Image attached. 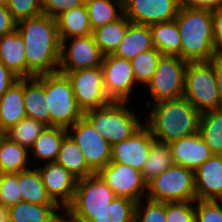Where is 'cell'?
I'll return each mask as SVG.
<instances>
[{"mask_svg": "<svg viewBox=\"0 0 222 222\" xmlns=\"http://www.w3.org/2000/svg\"><path fill=\"white\" fill-rule=\"evenodd\" d=\"M213 46L216 55H222V6L212 10Z\"/></svg>", "mask_w": 222, "mask_h": 222, "instance_id": "44", "label": "cell"}, {"mask_svg": "<svg viewBox=\"0 0 222 222\" xmlns=\"http://www.w3.org/2000/svg\"><path fill=\"white\" fill-rule=\"evenodd\" d=\"M29 150L8 138L0 148V173H18L31 168Z\"/></svg>", "mask_w": 222, "mask_h": 222, "instance_id": "32", "label": "cell"}, {"mask_svg": "<svg viewBox=\"0 0 222 222\" xmlns=\"http://www.w3.org/2000/svg\"><path fill=\"white\" fill-rule=\"evenodd\" d=\"M9 222H52L62 210L57 205H38L21 201L7 208Z\"/></svg>", "mask_w": 222, "mask_h": 222, "instance_id": "29", "label": "cell"}, {"mask_svg": "<svg viewBox=\"0 0 222 222\" xmlns=\"http://www.w3.org/2000/svg\"><path fill=\"white\" fill-rule=\"evenodd\" d=\"M199 133L213 154L222 155V109L201 113Z\"/></svg>", "mask_w": 222, "mask_h": 222, "instance_id": "33", "label": "cell"}, {"mask_svg": "<svg viewBox=\"0 0 222 222\" xmlns=\"http://www.w3.org/2000/svg\"><path fill=\"white\" fill-rule=\"evenodd\" d=\"M173 165L172 154L166 143L155 141L142 169V177L146 184Z\"/></svg>", "mask_w": 222, "mask_h": 222, "instance_id": "34", "label": "cell"}, {"mask_svg": "<svg viewBox=\"0 0 222 222\" xmlns=\"http://www.w3.org/2000/svg\"><path fill=\"white\" fill-rule=\"evenodd\" d=\"M17 179L22 201L38 205H56L49 197L37 167L18 172Z\"/></svg>", "mask_w": 222, "mask_h": 222, "instance_id": "27", "label": "cell"}, {"mask_svg": "<svg viewBox=\"0 0 222 222\" xmlns=\"http://www.w3.org/2000/svg\"><path fill=\"white\" fill-rule=\"evenodd\" d=\"M167 145L172 154L173 164L193 171L213 155L199 132L191 136L173 140Z\"/></svg>", "mask_w": 222, "mask_h": 222, "instance_id": "18", "label": "cell"}, {"mask_svg": "<svg viewBox=\"0 0 222 222\" xmlns=\"http://www.w3.org/2000/svg\"><path fill=\"white\" fill-rule=\"evenodd\" d=\"M68 134L67 128L59 126H47L37 137L32 147L29 149L31 156L35 160H41L43 163L55 162L59 153L62 141Z\"/></svg>", "mask_w": 222, "mask_h": 222, "instance_id": "25", "label": "cell"}, {"mask_svg": "<svg viewBox=\"0 0 222 222\" xmlns=\"http://www.w3.org/2000/svg\"><path fill=\"white\" fill-rule=\"evenodd\" d=\"M21 201L17 173H0V205L8 208Z\"/></svg>", "mask_w": 222, "mask_h": 222, "instance_id": "39", "label": "cell"}, {"mask_svg": "<svg viewBox=\"0 0 222 222\" xmlns=\"http://www.w3.org/2000/svg\"><path fill=\"white\" fill-rule=\"evenodd\" d=\"M154 47L162 55H178L181 51V37L176 20L150 25Z\"/></svg>", "mask_w": 222, "mask_h": 222, "instance_id": "30", "label": "cell"}, {"mask_svg": "<svg viewBox=\"0 0 222 222\" xmlns=\"http://www.w3.org/2000/svg\"><path fill=\"white\" fill-rule=\"evenodd\" d=\"M183 96L200 113L222 109L213 65L210 62H188Z\"/></svg>", "mask_w": 222, "mask_h": 222, "instance_id": "7", "label": "cell"}, {"mask_svg": "<svg viewBox=\"0 0 222 222\" xmlns=\"http://www.w3.org/2000/svg\"><path fill=\"white\" fill-rule=\"evenodd\" d=\"M46 127L47 126L42 122L25 117L7 130V138L12 142L19 143L29 150Z\"/></svg>", "mask_w": 222, "mask_h": 222, "instance_id": "36", "label": "cell"}, {"mask_svg": "<svg viewBox=\"0 0 222 222\" xmlns=\"http://www.w3.org/2000/svg\"><path fill=\"white\" fill-rule=\"evenodd\" d=\"M55 162L65 167L78 180L95 174L86 163L78 144L69 134L64 137Z\"/></svg>", "mask_w": 222, "mask_h": 222, "instance_id": "26", "label": "cell"}, {"mask_svg": "<svg viewBox=\"0 0 222 222\" xmlns=\"http://www.w3.org/2000/svg\"><path fill=\"white\" fill-rule=\"evenodd\" d=\"M25 43L26 78L58 72L61 40L56 19L44 13L17 22Z\"/></svg>", "mask_w": 222, "mask_h": 222, "instance_id": "1", "label": "cell"}, {"mask_svg": "<svg viewBox=\"0 0 222 222\" xmlns=\"http://www.w3.org/2000/svg\"><path fill=\"white\" fill-rule=\"evenodd\" d=\"M42 182L52 201L62 210L72 202L78 179L57 162L37 167Z\"/></svg>", "mask_w": 222, "mask_h": 222, "instance_id": "16", "label": "cell"}, {"mask_svg": "<svg viewBox=\"0 0 222 222\" xmlns=\"http://www.w3.org/2000/svg\"><path fill=\"white\" fill-rule=\"evenodd\" d=\"M116 197L112 189L97 174L77 182L71 204L66 210L83 222H90L94 215L105 210Z\"/></svg>", "mask_w": 222, "mask_h": 222, "instance_id": "9", "label": "cell"}, {"mask_svg": "<svg viewBox=\"0 0 222 222\" xmlns=\"http://www.w3.org/2000/svg\"><path fill=\"white\" fill-rule=\"evenodd\" d=\"M0 62L18 78H26L25 43L17 29L0 36Z\"/></svg>", "mask_w": 222, "mask_h": 222, "instance_id": "22", "label": "cell"}, {"mask_svg": "<svg viewBox=\"0 0 222 222\" xmlns=\"http://www.w3.org/2000/svg\"><path fill=\"white\" fill-rule=\"evenodd\" d=\"M129 103L111 102L104 107L84 112V117L112 146L130 138L144 125L139 115L128 107Z\"/></svg>", "mask_w": 222, "mask_h": 222, "instance_id": "4", "label": "cell"}, {"mask_svg": "<svg viewBox=\"0 0 222 222\" xmlns=\"http://www.w3.org/2000/svg\"><path fill=\"white\" fill-rule=\"evenodd\" d=\"M130 24L131 21L123 15L117 21L108 23L93 30L95 42L103 56L114 53L124 38Z\"/></svg>", "mask_w": 222, "mask_h": 222, "instance_id": "31", "label": "cell"}, {"mask_svg": "<svg viewBox=\"0 0 222 222\" xmlns=\"http://www.w3.org/2000/svg\"><path fill=\"white\" fill-rule=\"evenodd\" d=\"M161 56L162 54L154 47L148 51H143L130 60L137 84L147 86L156 71Z\"/></svg>", "mask_w": 222, "mask_h": 222, "instance_id": "37", "label": "cell"}, {"mask_svg": "<svg viewBox=\"0 0 222 222\" xmlns=\"http://www.w3.org/2000/svg\"><path fill=\"white\" fill-rule=\"evenodd\" d=\"M97 174L119 197H127L136 202L145 199L147 184L144 182L142 172L128 165L109 162Z\"/></svg>", "mask_w": 222, "mask_h": 222, "instance_id": "13", "label": "cell"}, {"mask_svg": "<svg viewBox=\"0 0 222 222\" xmlns=\"http://www.w3.org/2000/svg\"><path fill=\"white\" fill-rule=\"evenodd\" d=\"M25 117L24 78H19L0 98V124L8 130Z\"/></svg>", "mask_w": 222, "mask_h": 222, "instance_id": "21", "label": "cell"}, {"mask_svg": "<svg viewBox=\"0 0 222 222\" xmlns=\"http://www.w3.org/2000/svg\"><path fill=\"white\" fill-rule=\"evenodd\" d=\"M55 19L60 40L93 34L85 3L63 12Z\"/></svg>", "mask_w": 222, "mask_h": 222, "instance_id": "24", "label": "cell"}, {"mask_svg": "<svg viewBox=\"0 0 222 222\" xmlns=\"http://www.w3.org/2000/svg\"><path fill=\"white\" fill-rule=\"evenodd\" d=\"M195 222H222L220 200H196Z\"/></svg>", "mask_w": 222, "mask_h": 222, "instance_id": "40", "label": "cell"}, {"mask_svg": "<svg viewBox=\"0 0 222 222\" xmlns=\"http://www.w3.org/2000/svg\"><path fill=\"white\" fill-rule=\"evenodd\" d=\"M0 222H9L8 209L1 205H0Z\"/></svg>", "mask_w": 222, "mask_h": 222, "instance_id": "50", "label": "cell"}, {"mask_svg": "<svg viewBox=\"0 0 222 222\" xmlns=\"http://www.w3.org/2000/svg\"><path fill=\"white\" fill-rule=\"evenodd\" d=\"M197 200L222 199V155L213 154L195 170Z\"/></svg>", "mask_w": 222, "mask_h": 222, "instance_id": "19", "label": "cell"}, {"mask_svg": "<svg viewBox=\"0 0 222 222\" xmlns=\"http://www.w3.org/2000/svg\"><path fill=\"white\" fill-rule=\"evenodd\" d=\"M50 126L68 128L84 116L68 77L60 72L45 74V99Z\"/></svg>", "mask_w": 222, "mask_h": 222, "instance_id": "5", "label": "cell"}, {"mask_svg": "<svg viewBox=\"0 0 222 222\" xmlns=\"http://www.w3.org/2000/svg\"><path fill=\"white\" fill-rule=\"evenodd\" d=\"M175 20L181 37L178 56L187 62H209L216 55L212 11L180 7Z\"/></svg>", "mask_w": 222, "mask_h": 222, "instance_id": "3", "label": "cell"}, {"mask_svg": "<svg viewBox=\"0 0 222 222\" xmlns=\"http://www.w3.org/2000/svg\"><path fill=\"white\" fill-rule=\"evenodd\" d=\"M180 7L214 10L222 6V0H179Z\"/></svg>", "mask_w": 222, "mask_h": 222, "instance_id": "46", "label": "cell"}, {"mask_svg": "<svg viewBox=\"0 0 222 222\" xmlns=\"http://www.w3.org/2000/svg\"><path fill=\"white\" fill-rule=\"evenodd\" d=\"M45 99V74L24 78V107L27 117L50 126Z\"/></svg>", "mask_w": 222, "mask_h": 222, "instance_id": "20", "label": "cell"}, {"mask_svg": "<svg viewBox=\"0 0 222 222\" xmlns=\"http://www.w3.org/2000/svg\"><path fill=\"white\" fill-rule=\"evenodd\" d=\"M6 139H7V130L3 128L2 125L0 124V148Z\"/></svg>", "mask_w": 222, "mask_h": 222, "instance_id": "51", "label": "cell"}, {"mask_svg": "<svg viewBox=\"0 0 222 222\" xmlns=\"http://www.w3.org/2000/svg\"><path fill=\"white\" fill-rule=\"evenodd\" d=\"M136 201L116 196L102 212L95 214L90 222H134Z\"/></svg>", "mask_w": 222, "mask_h": 222, "instance_id": "35", "label": "cell"}, {"mask_svg": "<svg viewBox=\"0 0 222 222\" xmlns=\"http://www.w3.org/2000/svg\"><path fill=\"white\" fill-rule=\"evenodd\" d=\"M101 68L109 99L112 102H130L137 84L130 60L109 54L103 56Z\"/></svg>", "mask_w": 222, "mask_h": 222, "instance_id": "12", "label": "cell"}, {"mask_svg": "<svg viewBox=\"0 0 222 222\" xmlns=\"http://www.w3.org/2000/svg\"><path fill=\"white\" fill-rule=\"evenodd\" d=\"M179 9V0H124V15L140 25L175 20Z\"/></svg>", "mask_w": 222, "mask_h": 222, "instance_id": "15", "label": "cell"}, {"mask_svg": "<svg viewBox=\"0 0 222 222\" xmlns=\"http://www.w3.org/2000/svg\"><path fill=\"white\" fill-rule=\"evenodd\" d=\"M92 30L112 23L124 15V0H85Z\"/></svg>", "mask_w": 222, "mask_h": 222, "instance_id": "28", "label": "cell"}, {"mask_svg": "<svg viewBox=\"0 0 222 222\" xmlns=\"http://www.w3.org/2000/svg\"><path fill=\"white\" fill-rule=\"evenodd\" d=\"M209 62L213 65L218 94L222 102V55H215Z\"/></svg>", "mask_w": 222, "mask_h": 222, "instance_id": "48", "label": "cell"}, {"mask_svg": "<svg viewBox=\"0 0 222 222\" xmlns=\"http://www.w3.org/2000/svg\"><path fill=\"white\" fill-rule=\"evenodd\" d=\"M188 62L178 55H162L151 81L145 87L150 93V101L145 107L162 100L183 96L185 90V72Z\"/></svg>", "mask_w": 222, "mask_h": 222, "instance_id": "8", "label": "cell"}, {"mask_svg": "<svg viewBox=\"0 0 222 222\" xmlns=\"http://www.w3.org/2000/svg\"><path fill=\"white\" fill-rule=\"evenodd\" d=\"M102 60L103 55L93 34L61 40L58 71H75L101 66Z\"/></svg>", "mask_w": 222, "mask_h": 222, "instance_id": "14", "label": "cell"}, {"mask_svg": "<svg viewBox=\"0 0 222 222\" xmlns=\"http://www.w3.org/2000/svg\"><path fill=\"white\" fill-rule=\"evenodd\" d=\"M155 141L150 129L144 124L130 138L112 145L111 162L122 163L142 171Z\"/></svg>", "mask_w": 222, "mask_h": 222, "instance_id": "17", "label": "cell"}, {"mask_svg": "<svg viewBox=\"0 0 222 222\" xmlns=\"http://www.w3.org/2000/svg\"><path fill=\"white\" fill-rule=\"evenodd\" d=\"M9 3V0H0V5H5L7 6Z\"/></svg>", "mask_w": 222, "mask_h": 222, "instance_id": "52", "label": "cell"}, {"mask_svg": "<svg viewBox=\"0 0 222 222\" xmlns=\"http://www.w3.org/2000/svg\"><path fill=\"white\" fill-rule=\"evenodd\" d=\"M147 108L150 114L144 124L157 142L168 144L199 132L201 113L184 96L162 100Z\"/></svg>", "mask_w": 222, "mask_h": 222, "instance_id": "2", "label": "cell"}, {"mask_svg": "<svg viewBox=\"0 0 222 222\" xmlns=\"http://www.w3.org/2000/svg\"><path fill=\"white\" fill-rule=\"evenodd\" d=\"M136 202L134 222H166V203L145 198Z\"/></svg>", "mask_w": 222, "mask_h": 222, "instance_id": "38", "label": "cell"}, {"mask_svg": "<svg viewBox=\"0 0 222 222\" xmlns=\"http://www.w3.org/2000/svg\"><path fill=\"white\" fill-rule=\"evenodd\" d=\"M17 28V22L12 17L5 5H0V36L13 32Z\"/></svg>", "mask_w": 222, "mask_h": 222, "instance_id": "45", "label": "cell"}, {"mask_svg": "<svg viewBox=\"0 0 222 222\" xmlns=\"http://www.w3.org/2000/svg\"><path fill=\"white\" fill-rule=\"evenodd\" d=\"M43 13L56 18L70 9L83 5L85 0H41Z\"/></svg>", "mask_w": 222, "mask_h": 222, "instance_id": "43", "label": "cell"}, {"mask_svg": "<svg viewBox=\"0 0 222 222\" xmlns=\"http://www.w3.org/2000/svg\"><path fill=\"white\" fill-rule=\"evenodd\" d=\"M67 132L78 144L86 163L95 173L111 162V144L84 116L69 126Z\"/></svg>", "mask_w": 222, "mask_h": 222, "instance_id": "11", "label": "cell"}, {"mask_svg": "<svg viewBox=\"0 0 222 222\" xmlns=\"http://www.w3.org/2000/svg\"><path fill=\"white\" fill-rule=\"evenodd\" d=\"M145 198L164 203L196 201L195 171L173 164L147 184Z\"/></svg>", "mask_w": 222, "mask_h": 222, "instance_id": "6", "label": "cell"}, {"mask_svg": "<svg viewBox=\"0 0 222 222\" xmlns=\"http://www.w3.org/2000/svg\"><path fill=\"white\" fill-rule=\"evenodd\" d=\"M58 72L65 74L70 80L78 107L83 113L112 102L105 92L101 66Z\"/></svg>", "mask_w": 222, "mask_h": 222, "instance_id": "10", "label": "cell"}, {"mask_svg": "<svg viewBox=\"0 0 222 222\" xmlns=\"http://www.w3.org/2000/svg\"><path fill=\"white\" fill-rule=\"evenodd\" d=\"M153 48L154 45L152 42L150 25L131 23L113 55L119 58L132 60L143 51H148Z\"/></svg>", "mask_w": 222, "mask_h": 222, "instance_id": "23", "label": "cell"}, {"mask_svg": "<svg viewBox=\"0 0 222 222\" xmlns=\"http://www.w3.org/2000/svg\"><path fill=\"white\" fill-rule=\"evenodd\" d=\"M166 222H195V201L166 203Z\"/></svg>", "mask_w": 222, "mask_h": 222, "instance_id": "42", "label": "cell"}, {"mask_svg": "<svg viewBox=\"0 0 222 222\" xmlns=\"http://www.w3.org/2000/svg\"><path fill=\"white\" fill-rule=\"evenodd\" d=\"M52 222H83V221L72 216L66 209H64L53 218Z\"/></svg>", "mask_w": 222, "mask_h": 222, "instance_id": "49", "label": "cell"}, {"mask_svg": "<svg viewBox=\"0 0 222 222\" xmlns=\"http://www.w3.org/2000/svg\"><path fill=\"white\" fill-rule=\"evenodd\" d=\"M19 78L0 62V98Z\"/></svg>", "mask_w": 222, "mask_h": 222, "instance_id": "47", "label": "cell"}, {"mask_svg": "<svg viewBox=\"0 0 222 222\" xmlns=\"http://www.w3.org/2000/svg\"><path fill=\"white\" fill-rule=\"evenodd\" d=\"M7 7L16 22L43 13L41 0H9Z\"/></svg>", "mask_w": 222, "mask_h": 222, "instance_id": "41", "label": "cell"}]
</instances>
